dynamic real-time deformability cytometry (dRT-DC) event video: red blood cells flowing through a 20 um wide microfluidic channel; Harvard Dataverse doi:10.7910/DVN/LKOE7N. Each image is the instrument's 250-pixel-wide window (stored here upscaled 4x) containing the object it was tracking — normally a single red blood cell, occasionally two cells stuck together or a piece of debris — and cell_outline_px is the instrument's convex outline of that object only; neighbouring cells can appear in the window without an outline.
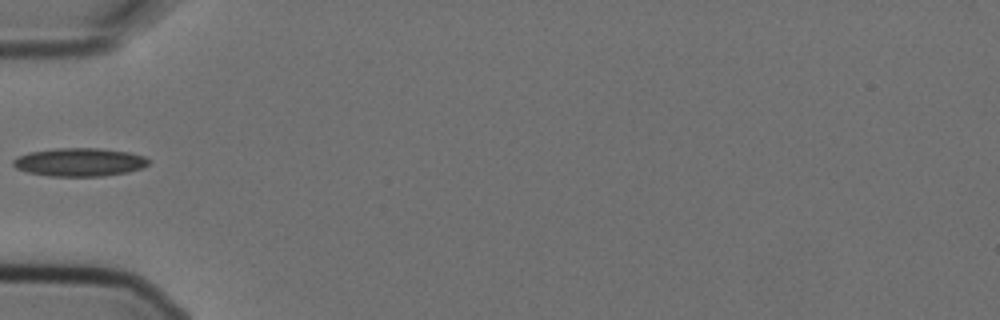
{"species": "Egyptian fruit bat (a non-hibernating species)", "species_latin": "Rousettus aegyptiacus", "temperature_condition": "cold", "stored_images_in_passage": 2, "camera_frame_rate_fps": 3000, "um_per_image_px": 0.085, "animal": {"sex": "female"}, "frame": {"image": 1, "passage_image": 1, "time_ms": 0.0, "image_size_px": [1000, 320], "cell_outline_px": [[148, 164], [140, 168], [128, 172], [104, 176], [48, 176], [28, 172], [16, 168], [12, 164], [12, 160], [16, 156], [28, 152], [56, 148], [100, 148], [128, 152], [144, 156], [148, 160]], "centroid_in_image_um": [6.71, 13.78], "position_along_channel_um": 78.3, "area_um2": 22.37}}
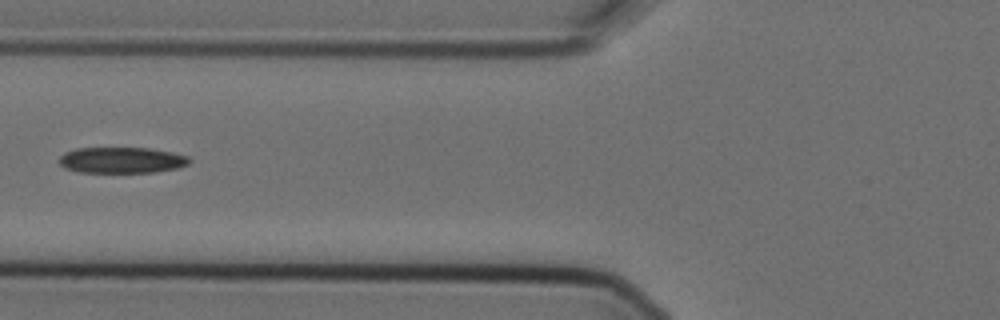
{"frame": {"image": 2, "passage_image": 2, "time_ms": 0.333, "image_size_px": [1000, 320], "cell_outline_px": [[192, 160], [188, 164], [176, 168], [156, 172], [76, 172], [64, 168], [60, 164], [60, 156], [64, 152], [76, 148], [148, 148], [172, 152], [188, 156]], "centroid_in_image_um": [10.33, 13.61], "position_along_channel_um": 115.5, "area_um2": 19.77}}